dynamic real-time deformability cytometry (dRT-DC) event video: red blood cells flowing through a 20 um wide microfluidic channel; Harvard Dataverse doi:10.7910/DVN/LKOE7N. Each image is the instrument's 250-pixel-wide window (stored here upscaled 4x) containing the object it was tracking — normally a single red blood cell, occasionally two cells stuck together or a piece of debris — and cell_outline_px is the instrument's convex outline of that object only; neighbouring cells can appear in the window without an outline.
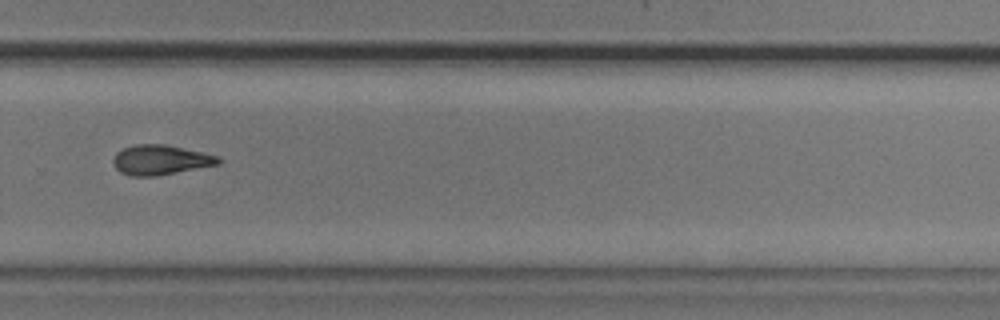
{"species": "common noctule bat (a hibernating species)", "species_latin": "Nyctalus noctula", "temperature_condition": "cold", "stored_images_in_passage": 37, "camera_frame_rate_fps": 3000, "um_per_image_px": 0.085, "animal": {"sex": "male", "body_mass_g": 20.5, "forearm_length_mm": 52.5}, "frame": {"image": 1, "passage_image": 22, "time_ms": 7.0, "image_size_px": [1000, 320], "cell_outline_px": [[220, 164], [156, 176], [128, 176], [120, 172], [116, 168], [112, 160], [116, 152], [124, 148], [136, 144], [164, 144], [220, 156]], "centroid_in_image_um": [13.63, 13.59], "position_along_channel_um": 316.2, "area_um2": 18.26}, "authors_computed_cell_mechanics": {"area_um2": 18.1492, "velocity_mm_per_s": 3.7573, "shape_relaxation_time_tau1_ms": null, "shape_relaxation_time_tau2_ms": 7.8715, "deformation_change_tau1": null, "deformation_change_tau2": 0.1892}}